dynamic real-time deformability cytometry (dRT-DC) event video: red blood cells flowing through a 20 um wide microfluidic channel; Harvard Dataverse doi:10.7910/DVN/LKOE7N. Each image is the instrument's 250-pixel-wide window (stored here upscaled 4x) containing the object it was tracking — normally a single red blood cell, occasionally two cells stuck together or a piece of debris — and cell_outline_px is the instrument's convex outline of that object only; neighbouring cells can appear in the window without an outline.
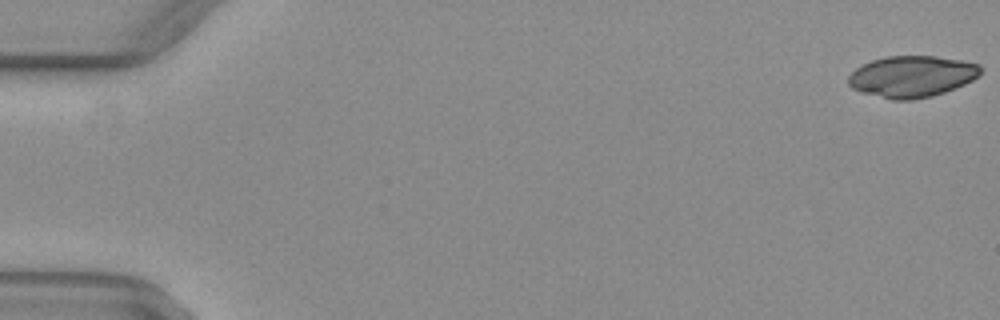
{"species": "common noctule bat (a hibernating species)", "species_latin": "Nyctalus noctula", "temperature_condition": "warm", "stored_images_in_passage": 12, "camera_frame_rate_fps": 3000, "um_per_image_px": 0.085, "animal": {"sex": "female", "body_mass_g": 29.2, "forearm_length_mm": 56.3}, "frame": {"image": 1, "passage_image": 1, "time_ms": 0.0, "image_size_px": [1000, 320], "cell_outline_px": [[980, 76], [964, 84], [944, 92], [932, 96], [912, 100], [892, 100], [864, 92], [852, 88], [848, 84], [848, 76], [860, 64], [872, 60], [888, 56], [936, 56], [960, 60], [980, 64]], "centroid_in_image_um": [77.5, 6.49], "position_along_channel_um": 7.5, "area_um2": 31.85}}